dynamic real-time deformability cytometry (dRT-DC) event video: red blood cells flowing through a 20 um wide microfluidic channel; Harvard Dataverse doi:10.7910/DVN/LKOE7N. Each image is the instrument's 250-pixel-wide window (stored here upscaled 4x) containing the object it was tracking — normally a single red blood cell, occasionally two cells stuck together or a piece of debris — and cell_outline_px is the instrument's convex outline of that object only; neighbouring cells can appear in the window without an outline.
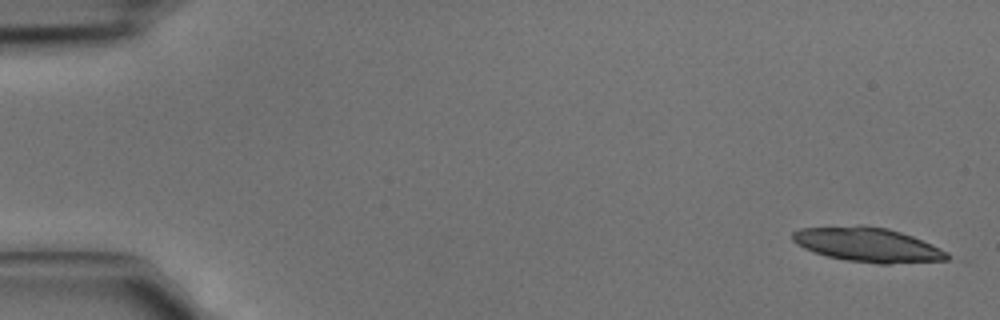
{"species": "common noctule bat (a hibernating species)", "species_latin": "Nyctalus noctula", "temperature_condition": "cold", "stored_images_in_passage": 4, "camera_frame_rate_fps": 3000, "um_per_image_px": 0.085, "animal": {"sex": "male", "body_mass_g": 15.6}, "frame": {"image": 1, "passage_image": 1, "time_ms": 0.0, "image_size_px": [1000, 320], "cell_outline_px": [[964, 260], [888, 264], [880, 264], [844, 260], [828, 256], [804, 248], [796, 244], [792, 240], [792, 232], [800, 228], [860, 224], [864, 224], [888, 228], [912, 236], [932, 244]], "centroid_in_image_um": [73.88, 20.81], "position_along_channel_um": 11.1, "area_um2": 31.91}}